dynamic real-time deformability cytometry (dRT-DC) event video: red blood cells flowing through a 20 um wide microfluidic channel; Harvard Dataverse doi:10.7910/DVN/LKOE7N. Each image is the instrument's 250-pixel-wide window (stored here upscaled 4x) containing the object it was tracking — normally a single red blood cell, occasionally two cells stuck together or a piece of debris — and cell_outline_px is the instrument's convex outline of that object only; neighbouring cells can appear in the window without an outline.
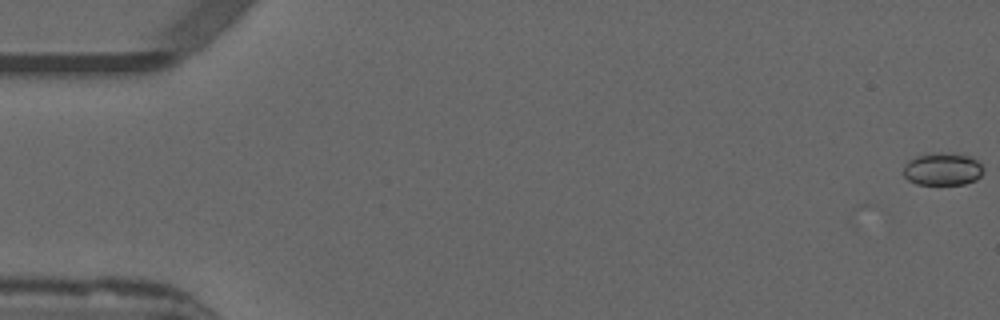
{"species": "common noctule bat (a hibernating species)", "species_latin": "Nyctalus noctula", "temperature_condition": "warm", "stored_images_in_passage": 7, "camera_frame_rate_fps": 3000, "um_per_image_px": 0.085, "animal": {"sex": "male", "forearm_length_mm": 52.5}, "frame": {"image": 1, "passage_image": 1, "time_ms": 0.0, "image_size_px": [1000, 320], "cell_outline_px": [[984, 172], [976, 180], [964, 184], [916, 184], [908, 180], [904, 176], [904, 164], [908, 160], [916, 156], [932, 152], [948, 152], [968, 156], [976, 160], [984, 168]], "centroid_in_image_um": [80.11, 14.36], "position_along_channel_um": 4.9, "area_um2": 15.37}}